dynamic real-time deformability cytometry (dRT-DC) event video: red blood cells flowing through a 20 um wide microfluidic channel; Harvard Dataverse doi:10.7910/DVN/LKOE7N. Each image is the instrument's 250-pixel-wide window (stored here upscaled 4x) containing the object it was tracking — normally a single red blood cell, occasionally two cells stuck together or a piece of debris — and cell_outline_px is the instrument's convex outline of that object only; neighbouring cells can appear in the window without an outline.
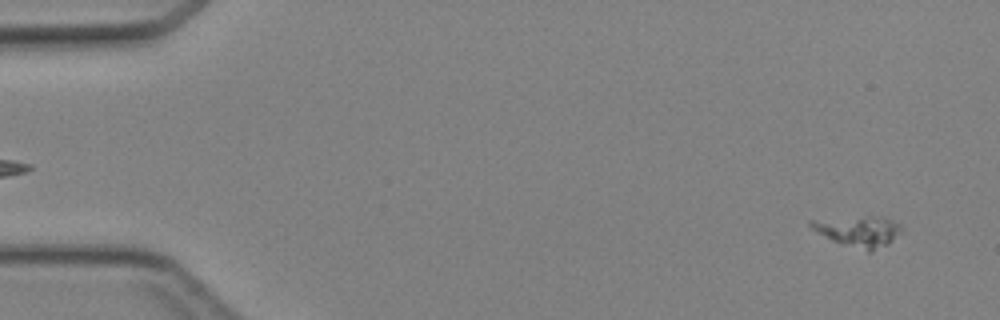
{"species": "Egyptian fruit bat (a non-hibernating species)", "species_latin": "Rousettus aegyptiacus", "temperature_condition": "cold", "stored_images_in_passage": 47, "camera_frame_rate_fps": 3000, "um_per_image_px": 0.085, "animal": {"sex": "female"}, "frame": {"image": 1, "passage_image": 3, "time_ms": 0.667, "image_size_px": [1000, 320], "cell_outline_px": [[900, 232], [888, 244], [872, 252], [868, 252], [832, 240], [816, 232], [808, 224], [808, 220], [868, 216], [884, 216], [900, 224]], "centroid_in_image_um": [72.97, 19.64], "position_along_channel_um": 12.0, "area_um2": 16.13}}
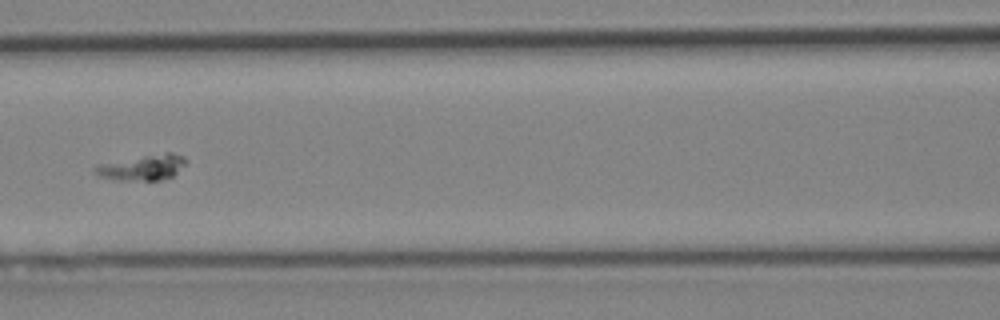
{"frame": {"image": 2, "passage_image": 22, "time_ms": 7.0, "image_size_px": [1000, 320], "cell_outline_px": [[184, 164], [172, 176], [160, 180], [112, 180], [100, 176], [96, 172], [96, 168], [100, 164], [164, 152], [172, 152], [184, 156]], "centroid_in_image_um": [12.14, 14.23], "position_along_channel_um": 154.5, "area_um2": 13.06}}
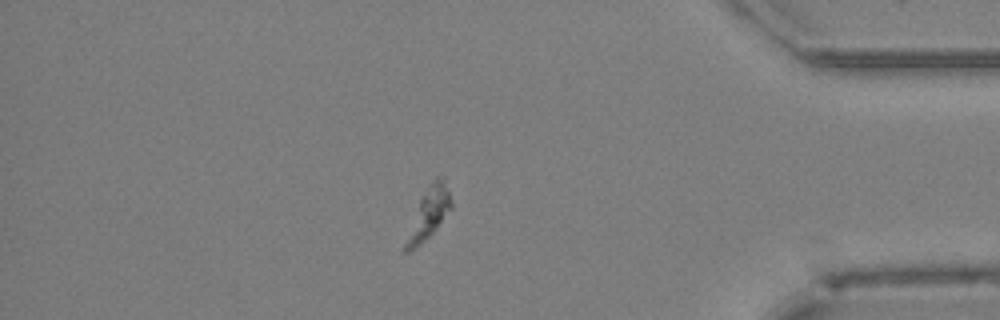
{"frame": {"image": 3, "passage_image": 41, "time_ms": 13.333, "image_size_px": [1000, 320], "cell_outline_px": [[452, 208], [436, 228], [424, 240], [408, 252], [404, 252], [404, 244], [420, 200], [436, 176], [440, 176], [444, 180], [452, 204]], "centroid_in_image_um": [36.46, 18.13], "position_along_channel_um": 398.7, "area_um2": 12.48}}